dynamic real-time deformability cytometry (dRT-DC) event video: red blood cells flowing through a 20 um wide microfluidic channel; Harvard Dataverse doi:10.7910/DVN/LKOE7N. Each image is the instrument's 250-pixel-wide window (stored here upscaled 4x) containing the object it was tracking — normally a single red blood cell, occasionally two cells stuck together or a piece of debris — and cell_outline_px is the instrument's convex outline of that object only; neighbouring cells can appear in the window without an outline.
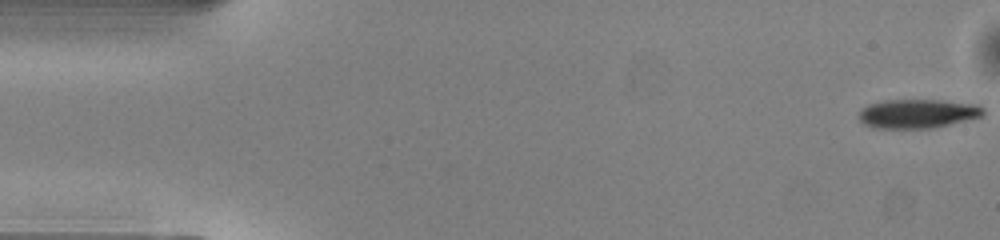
{"species": "common noctule bat (a hibernating species)", "species_latin": "Nyctalus noctula", "temperature_condition": "warm", "stored_images_in_passage": 13, "camera_frame_rate_fps": 3000, "um_per_image_px": 0.085, "animal": {"sex": "male", "body_mass_g": 13.0, "forearm_length_mm": 53.1}, "frame": {"image": 1, "passage_image": 1, "time_ms": 0.0, "image_size_px": [1000, 240], "cell_outline_px": [[984, 116], [932, 128], [876, 128], [864, 124], [860, 120], [860, 108], [868, 104], [884, 100], [940, 100], [980, 104], [984, 108]], "centroid_in_image_um": [78.03, 9.65], "position_along_channel_um": 7.0, "area_um2": 21.15}}